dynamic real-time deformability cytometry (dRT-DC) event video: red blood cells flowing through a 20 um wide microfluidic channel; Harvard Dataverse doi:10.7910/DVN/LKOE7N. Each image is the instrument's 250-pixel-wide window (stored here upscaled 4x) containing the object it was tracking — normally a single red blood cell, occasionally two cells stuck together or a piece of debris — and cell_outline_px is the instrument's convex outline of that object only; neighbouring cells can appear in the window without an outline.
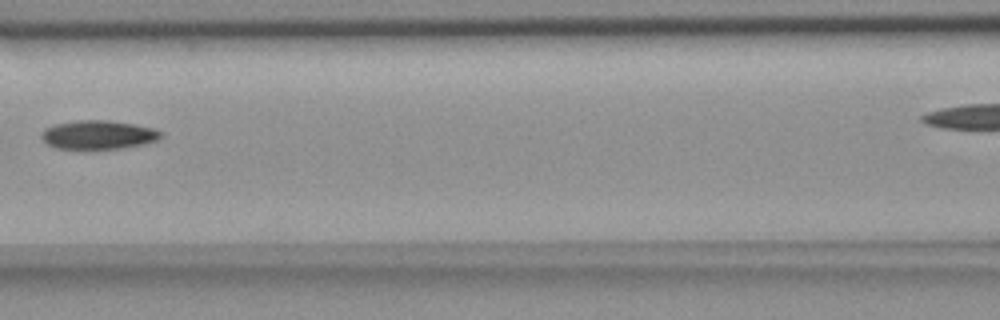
{"species": "common noctule bat (a hibernating species)", "species_latin": "Nyctalus noctula", "temperature_condition": "room temperature", "stored_images_in_passage": 4, "camera_frame_rate_fps": 3000, "um_per_image_px": 0.085, "animal": {"sex": "female", "body_mass_g": 18.4}, "frame": {"image": 1, "passage_image": 3, "time_ms": 2.333, "image_size_px": [1000, 320], "cell_outline_px": [[160, 136], [156, 140], [144, 144], [124, 148], [80, 152], [56, 148], [48, 144], [40, 136], [44, 128], [56, 124], [76, 120], [104, 120], [132, 124], [152, 128], [160, 132]], "centroid_in_image_um": [8.27, 11.51], "position_along_channel_um": 158.3, "area_um2": 20.58}}
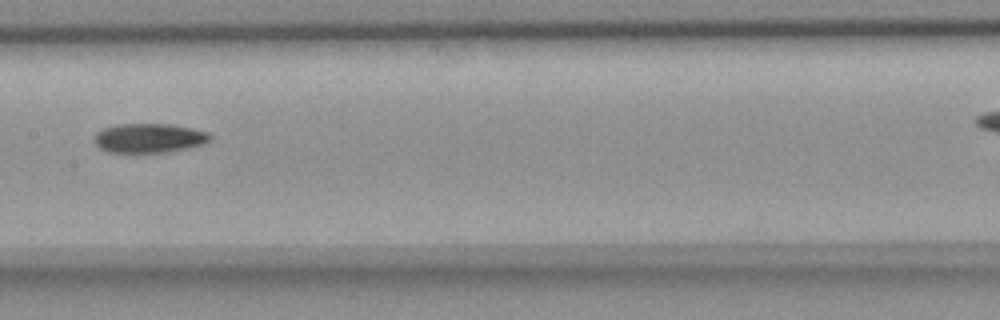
{"frame": {"image": 2, "passage_image": 4, "time_ms": 3.333, "image_size_px": [1000, 320], "cell_outline_px": [[212, 136], [204, 144], [188, 148], [168, 152], [136, 156], [108, 152], [100, 148], [92, 140], [92, 136], [96, 132], [104, 128], [116, 124], [172, 124], [192, 128], [208, 132]], "centroid_in_image_um": [12.6, 11.78], "position_along_channel_um": 194.8, "area_um2": 20.81}}